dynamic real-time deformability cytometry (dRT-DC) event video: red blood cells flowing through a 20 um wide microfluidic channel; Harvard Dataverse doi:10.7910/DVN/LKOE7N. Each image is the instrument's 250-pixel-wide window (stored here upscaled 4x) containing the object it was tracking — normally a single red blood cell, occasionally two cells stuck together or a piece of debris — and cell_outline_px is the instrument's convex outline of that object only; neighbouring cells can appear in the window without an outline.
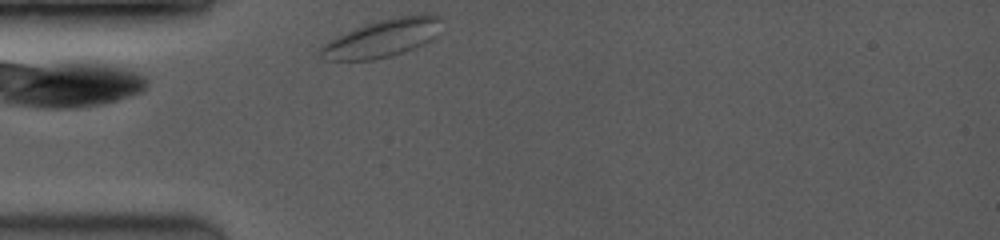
{"species": "common noctule bat (a hibernating species)", "species_latin": "Nyctalus noctula", "temperature_condition": "room temperature", "stored_images_in_passage": 37, "camera_frame_rate_fps": 3500, "um_per_image_px": 0.085, "animal": {"sex": "female", "body_mass_g": 19.0, "forearm_length_mm": 53.3}, "frame": {"image": 1, "passage_image": 1, "time_ms": 0.0, "image_size_px": [1000, 240], "cell_outline_px": [[440, 20], [436, 40], [388, 56], [372, 60], [324, 60], [316, 56], [320, 48], [328, 40], [364, 24], [376, 20], [396, 16], [432, 12], [440, 16]], "centroid_in_image_um": [32.5, 3.22], "position_along_channel_um": 52.5, "area_um2": 27.05}}
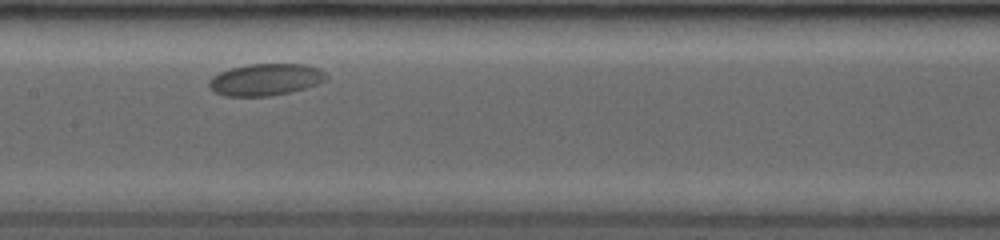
{"frame": {"image": 2, "passage_image": 15, "time_ms": 4.0, "image_size_px": [1000, 240], "cell_outline_px": [[328, 80], [304, 88], [288, 92], [268, 96], [224, 96], [216, 92], [208, 84], [208, 80], [212, 76], [220, 72], [232, 68], [248, 64], [304, 64], [316, 68], [324, 72], [328, 76]], "centroid_in_image_um": [22.57, 6.76], "position_along_channel_um": 184.8, "area_um2": 21.56}}
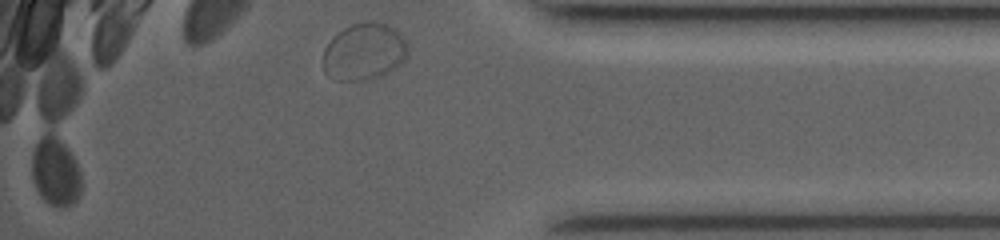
{"frame": {"image": 3, "passage_image": 37, "time_ms": 10.286, "image_size_px": [1000, 240], "cell_outline_px": [[408, 56], [396, 68], [388, 72], [368, 80], [336, 80], [324, 72], [324, 48], [344, 28], [352, 24], [368, 20], [372, 20], [384, 24], [400, 32], [408, 48]], "centroid_in_image_um": [30.98, 4.39], "position_along_channel_um": 404.2, "area_um2": 27.92}}